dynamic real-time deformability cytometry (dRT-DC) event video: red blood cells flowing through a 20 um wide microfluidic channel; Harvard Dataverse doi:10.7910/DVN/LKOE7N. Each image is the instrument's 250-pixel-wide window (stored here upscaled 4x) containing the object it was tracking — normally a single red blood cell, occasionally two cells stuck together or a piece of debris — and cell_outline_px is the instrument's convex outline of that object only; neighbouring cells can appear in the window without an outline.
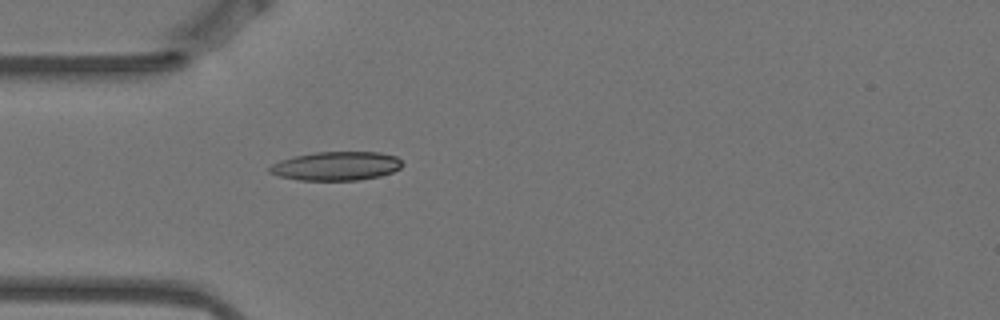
{"species": "Egyptian fruit bat (a non-hibernating species)", "species_latin": "Rousettus aegyptiacus", "temperature_condition": "warm", "stored_images_in_passage": 5, "camera_frame_rate_fps": 3000, "um_per_image_px": 0.085, "animal": {"sex": "female"}, "frame": {"image": 1, "passage_image": 5, "time_ms": 1.333, "image_size_px": [1000, 320], "cell_outline_px": [[404, 164], [400, 168], [392, 172], [380, 176], [360, 180], [300, 180], [280, 176], [268, 172], [268, 168], [272, 164], [280, 160], [296, 156], [316, 152], [380, 152], [396, 156]], "centroid_in_image_um": [28.6, 14.11], "position_along_channel_um": 56.4, "area_um2": 22.25}}